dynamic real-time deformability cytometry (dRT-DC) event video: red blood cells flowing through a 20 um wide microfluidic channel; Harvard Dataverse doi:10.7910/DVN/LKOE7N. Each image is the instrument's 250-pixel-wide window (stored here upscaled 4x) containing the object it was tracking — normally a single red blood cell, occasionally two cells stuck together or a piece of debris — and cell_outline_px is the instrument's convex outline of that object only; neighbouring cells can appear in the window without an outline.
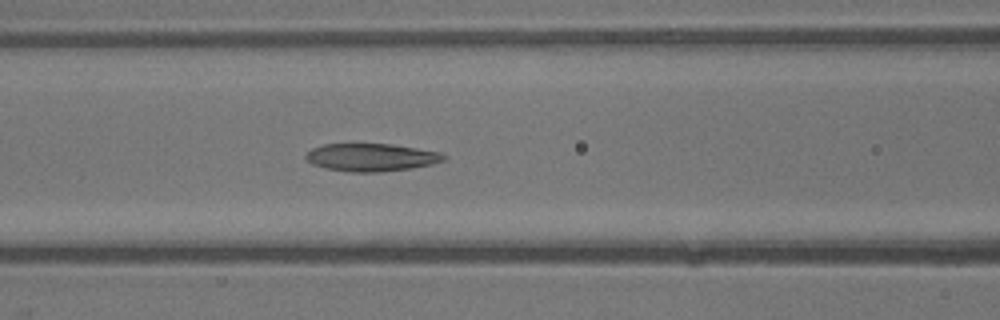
{"species": "common noctule bat (a hibernating species)", "species_latin": "Nyctalus noctula", "temperature_condition": "warm", "stored_images_in_passage": 36, "camera_frame_rate_fps": 3000, "um_per_image_px": 0.085, "animal": {"sex": "male", "body_mass_g": 13.3}, "frame": {"image": 1, "passage_image": 16, "time_ms": 5.0, "image_size_px": [1000, 320], "cell_outline_px": [[448, 156], [444, 160], [432, 164], [412, 168], [380, 172], [348, 172], [324, 168], [312, 164], [304, 156], [312, 148], [324, 144], [392, 144], [440, 152]], "centroid_in_image_um": [31.56, 13.38], "position_along_channel_um": 135.0, "area_um2": 22.37}}
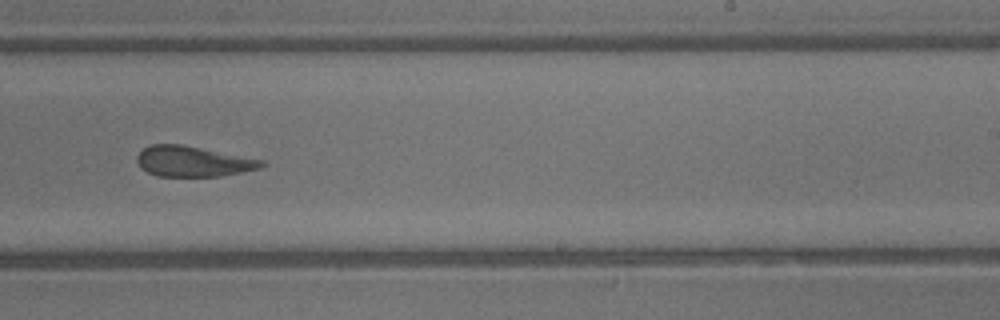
{"frame": {"image": 2, "passage_image": 24, "time_ms": 7.667, "image_size_px": [1000, 320], "cell_outline_px": [[264, 164], [260, 168], [220, 176], [156, 176], [140, 168], [136, 160], [136, 156], [144, 148], [152, 144], [180, 144], [264, 160]], "centroid_in_image_um": [16.36, 13.72], "position_along_channel_um": 272.6, "area_um2": 21.91}}
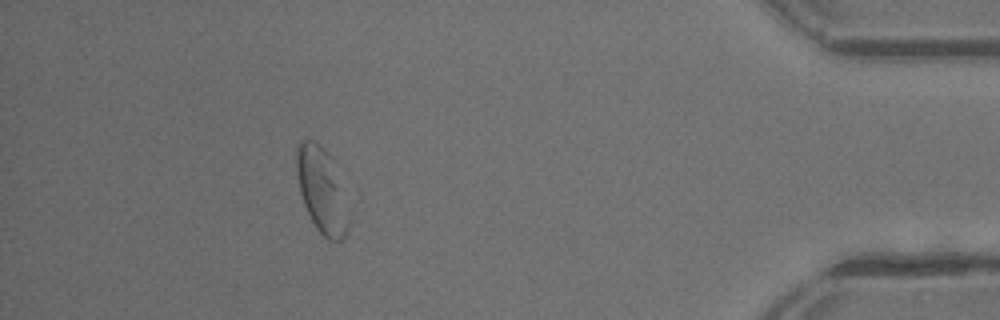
{"frame": {"image": 3, "passage_image": 35, "time_ms": 11.333, "image_size_px": [1000, 320], "cell_outline_px": [[348, 228], [344, 236], [340, 240], [328, 240], [316, 228], [304, 204], [300, 192], [296, 172], [296, 148], [300, 140], [312, 140], [320, 144], [324, 148], [328, 156], [348, 220]], "centroid_in_image_um": [27.23, 16.17], "position_along_channel_um": 408.0, "area_um2": 24.1}}